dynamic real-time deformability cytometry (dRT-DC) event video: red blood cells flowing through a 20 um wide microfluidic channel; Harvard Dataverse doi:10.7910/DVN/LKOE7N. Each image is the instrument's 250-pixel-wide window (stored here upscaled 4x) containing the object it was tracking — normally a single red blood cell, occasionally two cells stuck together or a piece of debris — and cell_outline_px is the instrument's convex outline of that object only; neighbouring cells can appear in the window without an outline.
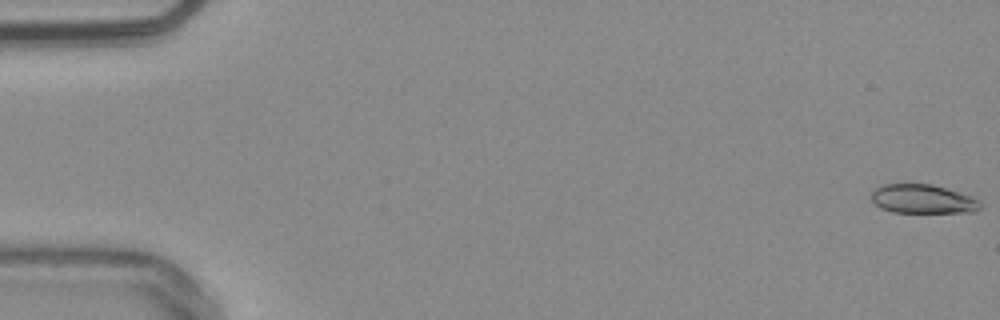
{"species": "common noctule bat (a hibernating species)", "species_latin": "Nyctalus noctula", "temperature_condition": "warm", "stored_images_in_passage": 54, "camera_frame_rate_fps": 3000, "um_per_image_px": 0.085, "animal": {"sex": "male", "body_mass_g": 20.4}, "frame": {"image": 1, "passage_image": 1, "time_ms": 0.0, "image_size_px": [1000, 320], "cell_outline_px": [[984, 204], [980, 208], [972, 212], [892, 212], [880, 208], [868, 196], [880, 184], [932, 184], [972, 196], [980, 200]], "centroid_in_image_um": [78.43, 16.91], "position_along_channel_um": 6.6, "area_um2": 18.55}}
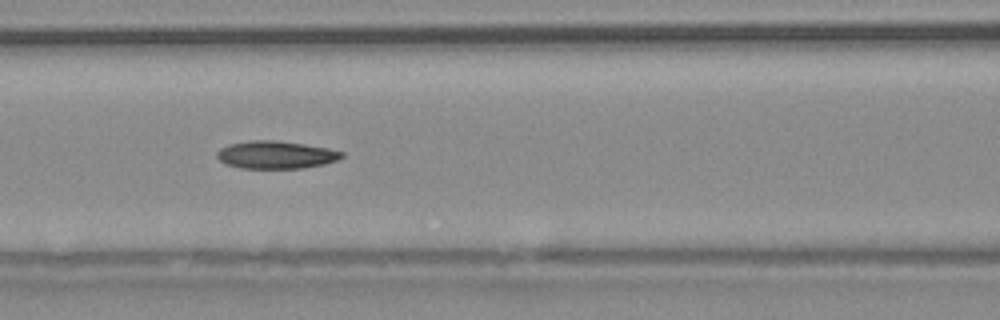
{"frame": {"image": 2, "passage_image": 24, "time_ms": 7.667, "image_size_px": [1000, 320], "cell_outline_px": [[344, 156], [336, 160], [324, 164], [304, 168], [240, 168], [224, 164], [216, 156], [216, 152], [220, 148], [228, 144], [252, 140], [276, 140], [304, 144], [328, 148], [344, 152]], "centroid_in_image_um": [23.42, 13.16], "position_along_channel_um": 143.2, "area_um2": 20.23}}
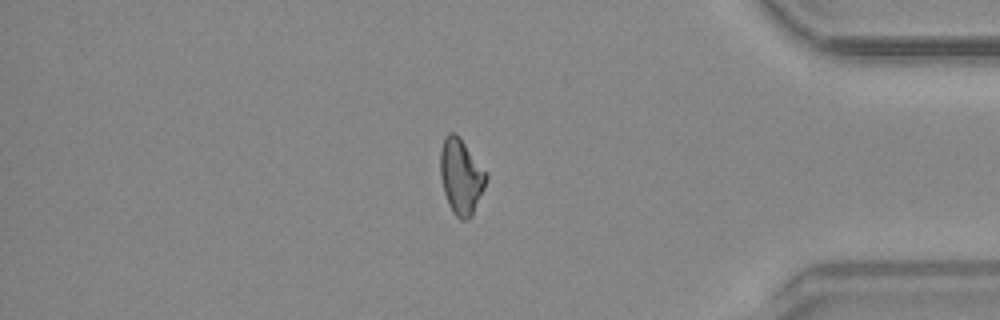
{"frame": {"image": 3, "passage_image": 46, "time_ms": 15.0, "image_size_px": [1000, 320], "cell_outline_px": [[488, 176], [484, 188], [472, 216], [468, 220], [460, 220], [452, 212], [448, 204], [444, 192], [440, 176], [440, 148], [444, 136], [448, 132], [456, 132], [460, 136], [488, 172]], "centroid_in_image_um": [39.19, 14.96], "position_along_channel_um": 396.0, "area_um2": 20.69}, "authors_computed_cell_mechanics": {"area_um2": 20.0277, "velocity_mm_per_s": 3.8256, "shape_relaxation_time_tau1_ms": null, "shape_relaxation_time_tau2_ms": 6.6833, "deformation_change_tau1": null, "deformation_change_tau2": 0.164}}